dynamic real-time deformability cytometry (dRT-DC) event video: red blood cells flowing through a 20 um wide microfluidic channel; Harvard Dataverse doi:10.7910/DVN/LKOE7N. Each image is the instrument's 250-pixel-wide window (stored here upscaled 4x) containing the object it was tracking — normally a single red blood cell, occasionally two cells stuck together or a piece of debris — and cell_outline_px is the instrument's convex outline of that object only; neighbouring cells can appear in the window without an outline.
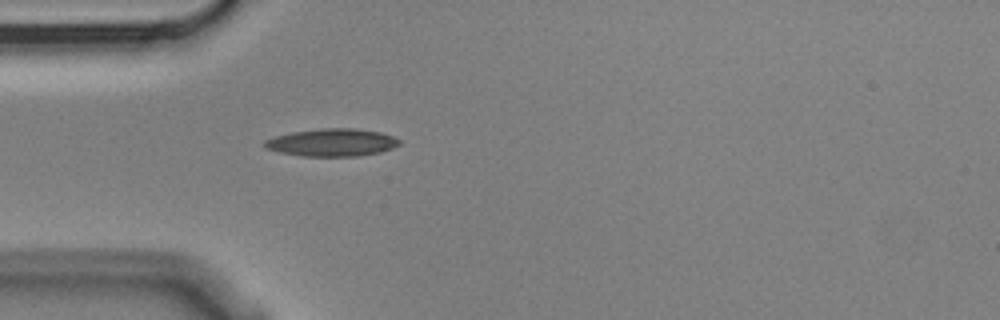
{"species": "Egyptian fruit bat (a non-hibernating species)", "species_latin": "Rousettus aegyptiacus", "temperature_condition": "cold", "stored_images_in_passage": 1, "camera_frame_rate_fps": 3000, "um_per_image_px": 0.085, "animal": {"sex": "male"}, "frame": {"image": 1, "passage_image": 1, "time_ms": 0.0, "image_size_px": [1000, 320], "cell_outline_px": [[400, 144], [392, 148], [380, 152], [360, 156], [300, 156], [280, 152], [264, 148], [264, 140], [276, 136], [292, 132], [324, 128], [356, 128], [380, 132], [392, 136], [400, 140]], "centroid_in_image_um": [28.22, 12.11], "position_along_channel_um": 56.8, "area_um2": 21.68}}